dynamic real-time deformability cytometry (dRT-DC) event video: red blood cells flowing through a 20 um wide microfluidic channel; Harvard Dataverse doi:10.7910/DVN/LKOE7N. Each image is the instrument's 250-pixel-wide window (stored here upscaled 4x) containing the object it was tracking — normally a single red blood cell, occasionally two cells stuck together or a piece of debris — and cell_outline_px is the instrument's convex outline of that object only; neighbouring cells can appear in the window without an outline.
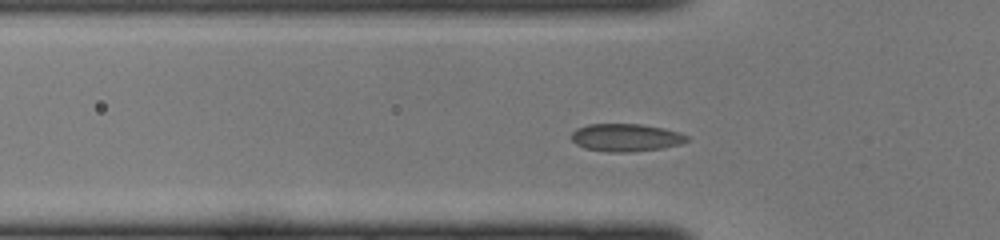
{"species": "common noctule bat (a hibernating species)", "species_latin": "Nyctalus noctula", "temperature_condition": "cold", "stored_images_in_passage": 39, "camera_frame_rate_fps": 3000, "um_per_image_px": 0.085, "animal": {"sex": "female", "body_mass_g": 22.0, "forearm_length_mm": 56.7}, "frame": {"image": 1, "passage_image": 8, "time_ms": 2.333, "image_size_px": [1000, 240], "cell_outline_px": [[688, 140], [680, 144], [660, 148], [628, 152], [608, 152], [584, 148], [576, 144], [572, 140], [572, 132], [576, 128], [588, 124], [640, 124], [664, 128], [688, 136]], "centroid_in_image_um": [53.15, 11.69], "position_along_channel_um": 72.6, "area_um2": 18.5}}
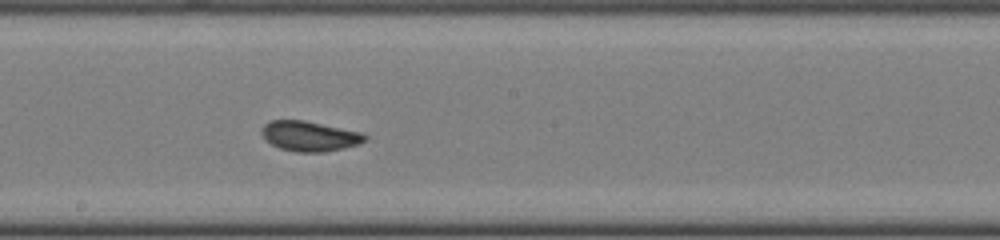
{"frame": {"image": 2, "passage_image": 18, "time_ms": 5.667, "image_size_px": [1000, 240], "cell_outline_px": [[368, 136], [364, 140], [356, 144], [344, 148], [324, 152], [296, 152], [280, 148], [272, 144], [260, 132], [264, 124], [268, 120], [304, 120], [360, 132]], "centroid_in_image_um": [26.28, 11.56], "position_along_channel_um": 221.9, "area_um2": 17.86}}
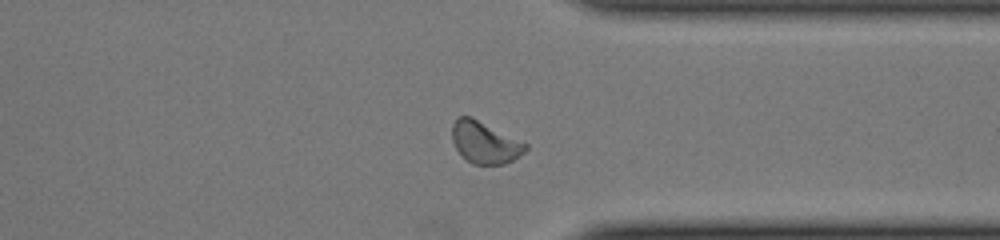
{"frame": {"image": 3, "passage_image": 28, "time_ms": 9.0, "image_size_px": [1000, 240], "cell_outline_px": [[528, 148], [520, 156], [504, 164], [472, 164], [456, 148], [452, 140], [452, 124], [460, 116], [472, 116], [528, 144]], "centroid_in_image_um": [41.22, 12.09], "position_along_channel_um": 370.2, "area_um2": 17.8}}